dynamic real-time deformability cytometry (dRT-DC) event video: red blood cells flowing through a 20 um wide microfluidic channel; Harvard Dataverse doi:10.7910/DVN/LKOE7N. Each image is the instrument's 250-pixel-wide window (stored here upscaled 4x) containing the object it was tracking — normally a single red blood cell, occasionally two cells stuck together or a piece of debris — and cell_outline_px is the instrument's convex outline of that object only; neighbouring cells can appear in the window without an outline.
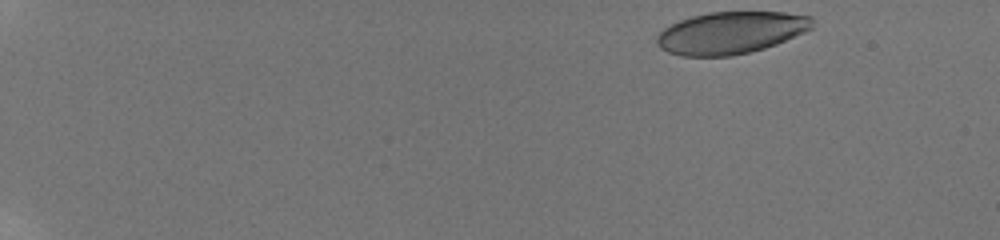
{"species": "human", "species_latin": "Homo sapiens", "temperature_condition": "room temperature", "stored_images_in_passage": 30, "camera_frame_rate_fps": 3000, "um_per_image_px": 0.085, "donor": {"sex": "male"}, "frame": {"image": 1, "passage_image": 1, "time_ms": 0.0, "image_size_px": [1000, 240], "cell_outline_px": [[812, 28], [804, 32], [776, 44], [764, 48], [732, 56], [680, 56], [668, 52], [660, 48], [656, 44], [656, 36], [664, 28], [680, 20], [692, 16], [708, 12], [784, 12], [812, 16]], "centroid_in_image_um": [62.09, 2.78], "position_along_channel_um": 22.9, "area_um2": 38.15}}
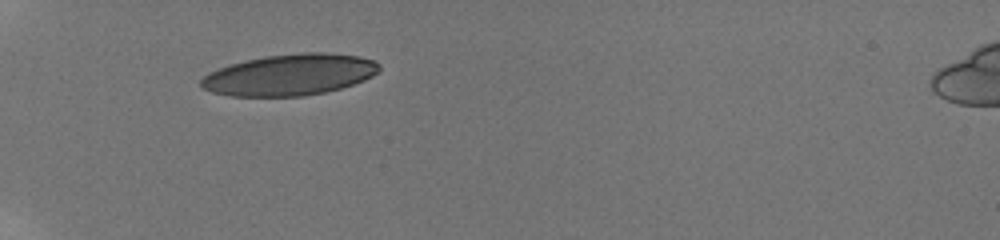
{"frame": {"image": 2, "passage_image": 29, "time_ms": 4.667, "image_size_px": [1000, 240], "cell_outline_px": [[380, 68], [372, 76], [364, 80], [340, 88], [324, 92], [304, 96], [232, 96], [212, 92], [204, 88], [200, 84], [200, 80], [208, 72], [244, 60], [264, 56], [300, 52], [328, 52], [360, 56], [376, 60], [380, 64]], "centroid_in_image_um": [24.65, 6.34], "position_along_channel_um": 60.4, "area_um2": 42.95}}